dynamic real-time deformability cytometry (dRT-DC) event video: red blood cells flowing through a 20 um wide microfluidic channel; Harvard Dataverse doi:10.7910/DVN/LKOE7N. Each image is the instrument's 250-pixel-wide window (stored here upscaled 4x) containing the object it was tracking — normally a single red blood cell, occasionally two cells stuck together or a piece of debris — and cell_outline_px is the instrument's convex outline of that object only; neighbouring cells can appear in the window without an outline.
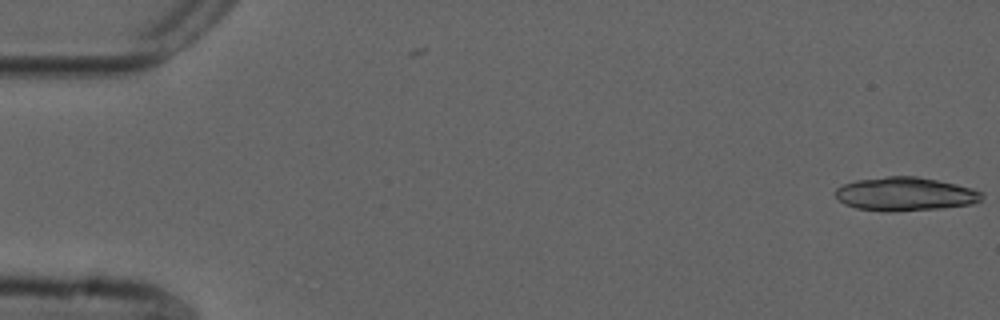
{"species": "common noctule bat (a hibernating species)", "species_latin": "Nyctalus noctula", "temperature_condition": "cold", "stored_images_in_passage": 3, "camera_frame_rate_fps": 3000, "um_per_image_px": 0.085, "animal": {"sex": "male", "forearm_length_mm": 52.5}, "frame": {"image": 1, "passage_image": 3, "time_ms": 0.667, "image_size_px": [1000, 320], "cell_outline_px": [[984, 196], [980, 200], [972, 204], [944, 208], [884, 212], [856, 208], [844, 204], [832, 192], [836, 188], [844, 184], [856, 180], [888, 176], [916, 176], [956, 184], [972, 188], [984, 192]], "centroid_in_image_um": [76.93, 16.49], "position_along_channel_um": 8.1, "area_um2": 28.84}}